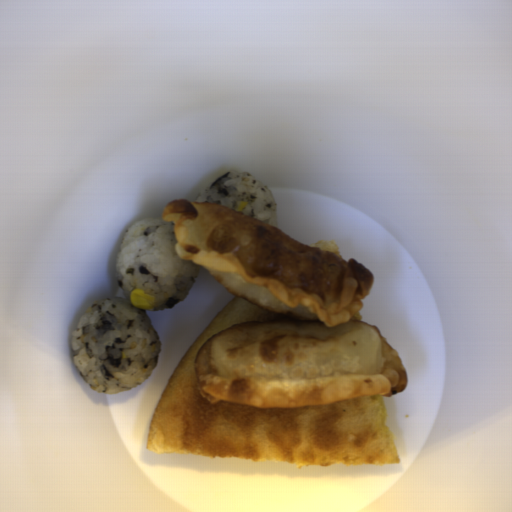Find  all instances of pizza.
Returning a JSON list of instances; mask_svg holds the SVG:
<instances>
[{
    "label": "pizza",
    "mask_w": 512,
    "mask_h": 512,
    "mask_svg": "<svg viewBox=\"0 0 512 512\" xmlns=\"http://www.w3.org/2000/svg\"><path fill=\"white\" fill-rule=\"evenodd\" d=\"M288 320L234 297L180 358L156 407L147 450L215 459L271 460L296 467L399 464L381 395L325 406L252 408L210 403L194 362L220 331L245 321Z\"/></svg>",
    "instance_id": "dd6c1bee"
},
{
    "label": "pizza",
    "mask_w": 512,
    "mask_h": 512,
    "mask_svg": "<svg viewBox=\"0 0 512 512\" xmlns=\"http://www.w3.org/2000/svg\"><path fill=\"white\" fill-rule=\"evenodd\" d=\"M307 246H313V247L320 248L322 250L330 251V252L335 253L341 257L340 251H339L335 241H330V240H326V239L322 238L320 240L310 243Z\"/></svg>",
    "instance_id": "d2c48207"
},
{
    "label": "pizza",
    "mask_w": 512,
    "mask_h": 512,
    "mask_svg": "<svg viewBox=\"0 0 512 512\" xmlns=\"http://www.w3.org/2000/svg\"><path fill=\"white\" fill-rule=\"evenodd\" d=\"M349 321H363V319L358 311Z\"/></svg>",
    "instance_id": "a15fb73a"
}]
</instances>
